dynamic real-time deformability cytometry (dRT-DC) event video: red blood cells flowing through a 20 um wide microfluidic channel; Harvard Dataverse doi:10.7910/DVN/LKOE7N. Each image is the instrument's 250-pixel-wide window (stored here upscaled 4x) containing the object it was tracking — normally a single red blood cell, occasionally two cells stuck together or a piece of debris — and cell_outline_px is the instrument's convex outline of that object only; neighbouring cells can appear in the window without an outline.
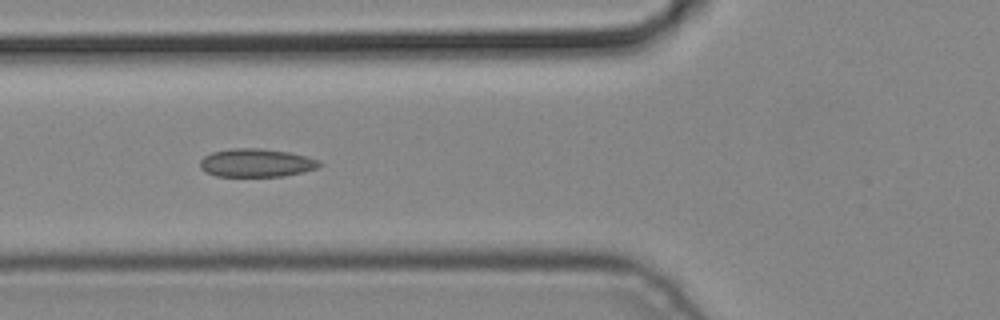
{"species": "common noctule bat (a hibernating species)", "species_latin": "Nyctalus noctula", "temperature_condition": "cold", "stored_images_in_passage": 5, "camera_frame_rate_fps": 3000, "um_per_image_px": 0.085, "animal": {"sex": "male", "body_mass_g": 19.2, "forearm_length_mm": 51.8}, "frame": {"image": 1, "passage_image": 5, "time_ms": 1.333, "image_size_px": [1000, 320], "cell_outline_px": [[320, 164], [316, 168], [304, 172], [284, 176], [216, 176], [200, 168], [200, 160], [204, 156], [212, 152], [232, 148], [260, 148], [288, 152], [320, 160]], "centroid_in_image_um": [21.77, 13.84], "position_along_channel_um": 104.0, "area_um2": 19.54}}